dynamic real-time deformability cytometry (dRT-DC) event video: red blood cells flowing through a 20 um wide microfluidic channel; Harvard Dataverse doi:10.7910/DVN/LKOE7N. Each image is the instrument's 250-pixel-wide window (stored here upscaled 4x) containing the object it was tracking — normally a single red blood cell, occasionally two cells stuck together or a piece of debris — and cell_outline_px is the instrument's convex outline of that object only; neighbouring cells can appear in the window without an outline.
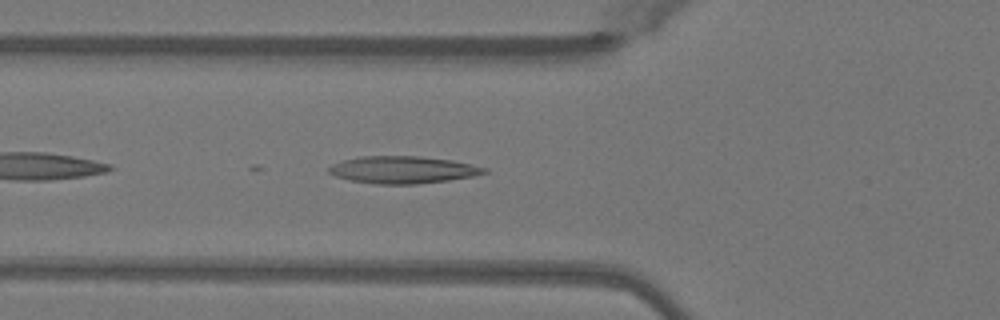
{"species": "Egyptian fruit bat (a non-hibernating species)", "species_latin": "Rousettus aegyptiacus", "temperature_condition": "warm", "stored_images_in_passage": 36, "camera_frame_rate_fps": 3000, "um_per_image_px": 0.085, "animal": {"sex": "female"}, "frame": {"image": 1, "passage_image": 4, "time_ms": 1.0, "image_size_px": [1000, 320], "cell_outline_px": [[488, 172], [472, 176], [448, 180], [416, 184], [372, 184], [348, 180], [336, 176], [328, 172], [328, 168], [332, 164], [344, 160], [360, 156], [420, 156], [452, 160], [472, 164], [488, 168]], "centroid_in_image_um": [34.23, 14.43], "position_along_channel_um": 91.6, "area_um2": 24.74}}
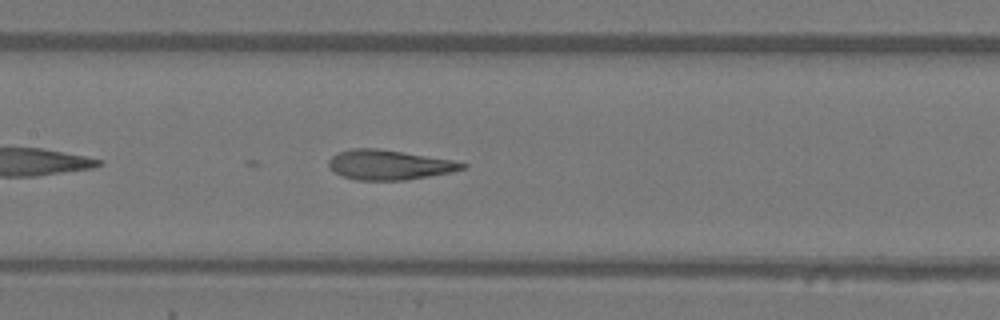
{"frame": {"image": 2, "passage_image": 10, "time_ms": 3.0, "image_size_px": [1000, 320], "cell_outline_px": [[468, 168], [452, 172], [404, 180], [356, 180], [344, 176], [336, 172], [328, 164], [328, 160], [332, 156], [340, 152], [352, 148], [376, 148], [452, 160], [468, 164]], "centroid_in_image_um": [33.11, 14.01], "position_along_channel_um": 174.3, "area_um2": 22.89}}
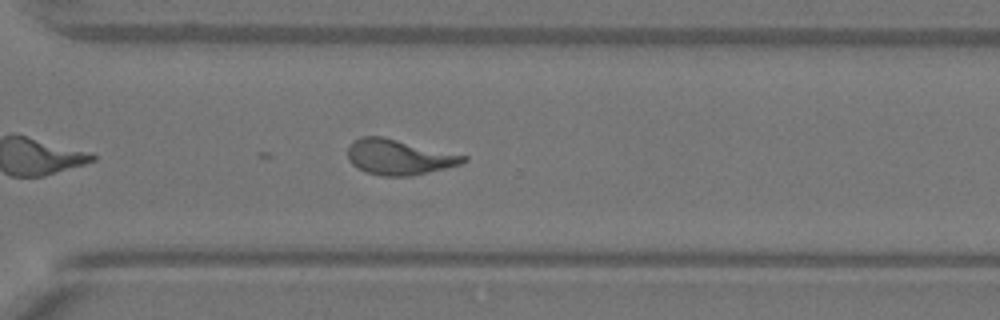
{"frame": {"image": 3, "passage_image": 22, "time_ms": 7.0, "image_size_px": [1000, 320], "cell_outline_px": [[468, 160], [460, 164], [412, 176], [384, 176], [368, 172], [352, 164], [348, 160], [348, 144], [352, 140], [360, 136], [384, 136], [468, 156]], "centroid_in_image_um": [33.89, 13.32], "position_along_channel_um": 336.7, "area_um2": 23.87}}